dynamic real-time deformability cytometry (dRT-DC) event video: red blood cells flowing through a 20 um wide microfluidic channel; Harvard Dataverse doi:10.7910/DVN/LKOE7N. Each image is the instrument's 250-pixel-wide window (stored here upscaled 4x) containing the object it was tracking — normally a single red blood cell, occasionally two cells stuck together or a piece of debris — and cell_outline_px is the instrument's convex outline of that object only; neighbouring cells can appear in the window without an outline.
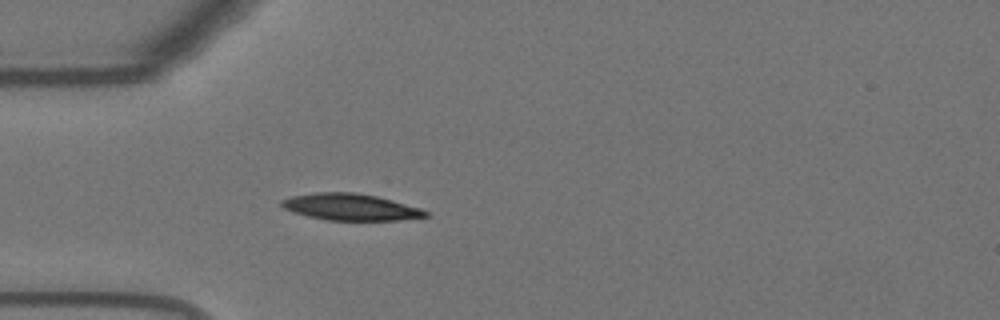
{"species": "Egyptian fruit bat (a non-hibernating species)", "species_latin": "Rousettus aegyptiacus", "temperature_condition": "warm", "stored_images_in_passage": 40, "camera_frame_rate_fps": 3000, "um_per_image_px": 0.085, "animal": {"sex": "female"}, "frame": {"image": 1, "passage_image": 1, "time_ms": 0.0, "image_size_px": [1000, 320], "cell_outline_px": [[428, 216], [396, 220], [328, 220], [308, 216], [292, 212], [284, 208], [280, 204], [280, 200], [292, 196], [316, 192], [352, 192], [376, 196], [392, 200], [420, 208], [428, 212]], "centroid_in_image_um": [29.76, 17.59], "position_along_channel_um": 55.2, "area_um2": 22.14}}
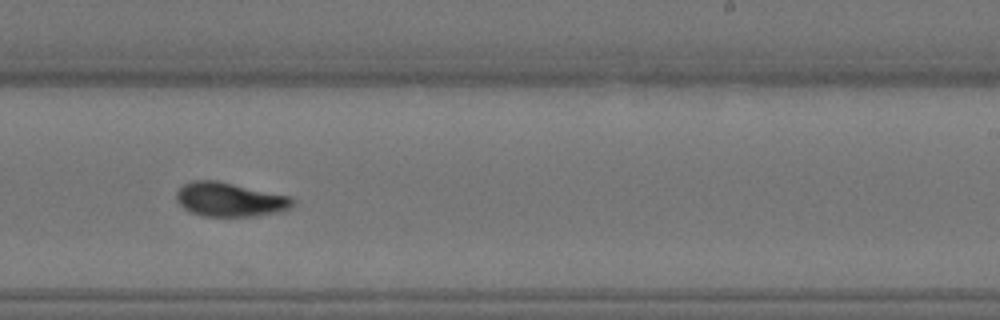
{"frame": {"image": 2, "passage_image": 19, "time_ms": 6.0, "image_size_px": [1000, 320], "cell_outline_px": [[296, 204], [280, 212], [252, 216], [204, 216], [192, 212], [184, 208], [176, 200], [176, 192], [184, 184], [192, 180], [216, 180], [292, 196]], "centroid_in_image_um": [19.56, 16.95], "position_along_channel_um": 269.4, "area_um2": 23.12}}
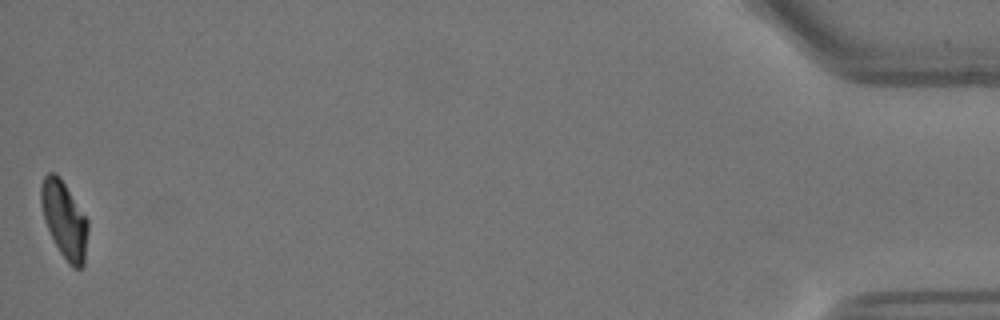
{"frame": {"image": 3, "passage_image": 40, "time_ms": 13.0, "image_size_px": [1000, 320], "cell_outline_px": [[88, 232], [84, 264], [80, 268], [72, 268], [68, 264], [60, 252], [44, 220], [40, 204], [40, 188], [44, 176], [48, 172], [56, 172], [60, 176], [88, 220]], "centroid_in_image_um": [5.46, 18.66], "position_along_channel_um": 429.7, "area_um2": 21.04}, "authors_computed_cell_mechanics": {"area_um2": 22.4264, "velocity_mm_per_s": 3.6628, "shape_relaxation_time_tau1_ms": 2.9056, "shape_relaxation_time_tau2_ms": 2.2251, "deformation_change_tau1": 0.1708, "deformation_change_tau2": 0.0743}}